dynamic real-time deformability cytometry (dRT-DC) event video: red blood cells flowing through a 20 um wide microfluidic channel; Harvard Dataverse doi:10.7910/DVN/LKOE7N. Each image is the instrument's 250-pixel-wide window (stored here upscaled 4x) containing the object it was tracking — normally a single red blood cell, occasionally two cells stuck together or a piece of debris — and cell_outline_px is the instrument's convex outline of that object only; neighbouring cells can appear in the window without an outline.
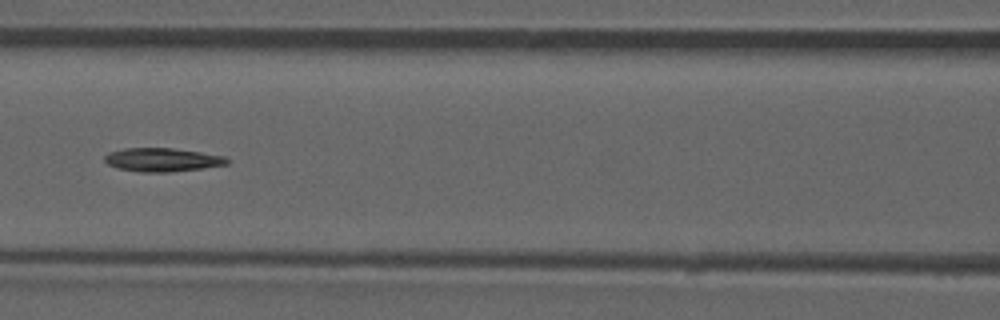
{"species": "common noctule bat (a hibernating species)", "species_latin": "Nyctalus noctula", "temperature_condition": "room temperature", "stored_images_in_passage": 52, "camera_frame_rate_fps": 3000, "um_per_image_px": 0.085, "animal": {"sex": "male", "forearm_length_mm": 52.5}, "frame": {"image": 1, "passage_image": 23, "time_ms": 7.333, "image_size_px": [1000, 320], "cell_outline_px": [[228, 164], [200, 168], [168, 172], [140, 172], [116, 168], [108, 164], [104, 160], [104, 156], [108, 152], [124, 148], [172, 148], [200, 152], [224, 156], [228, 160]], "centroid_in_image_um": [13.73, 13.57], "position_along_channel_um": 152.9, "area_um2": 16.7}, "authors_computed_cell_mechanics": {"area_um2": 18.0047, "velocity_mm_per_s": 3.8656, "shape_relaxation_time_tau1_ms": null, "shape_relaxation_time_tau2_ms": 4.9479, "deformation_change_tau1": null, "deformation_change_tau2": 0.1492}}